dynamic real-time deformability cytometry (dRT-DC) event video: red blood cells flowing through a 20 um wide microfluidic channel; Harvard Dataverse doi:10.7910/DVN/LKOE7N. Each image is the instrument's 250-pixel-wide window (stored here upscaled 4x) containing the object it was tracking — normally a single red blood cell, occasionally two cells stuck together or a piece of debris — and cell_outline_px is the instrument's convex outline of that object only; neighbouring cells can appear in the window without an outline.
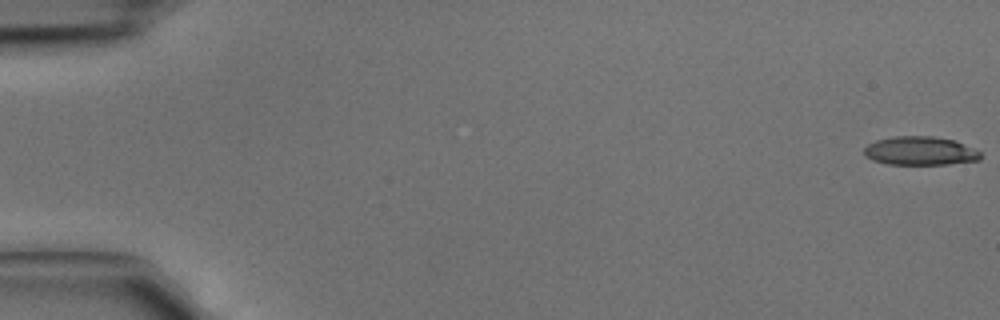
{"species": "common noctule bat (a hibernating species)", "species_latin": "Nyctalus noctula", "temperature_condition": "cold", "stored_images_in_passage": 5, "camera_frame_rate_fps": 3000, "um_per_image_px": 0.085, "animal": {"sex": "male", "body_mass_g": 15.6}, "frame": {"image": 1, "passage_image": 1, "time_ms": 0.0, "image_size_px": [1000, 320], "cell_outline_px": [[984, 156], [980, 160], [948, 164], [888, 164], [872, 160], [864, 156], [864, 148], [868, 144], [876, 140], [892, 136], [932, 136], [956, 140], [980, 152]], "centroid_in_image_um": [78.22, 12.82], "position_along_channel_um": 6.8, "area_um2": 19.59}}
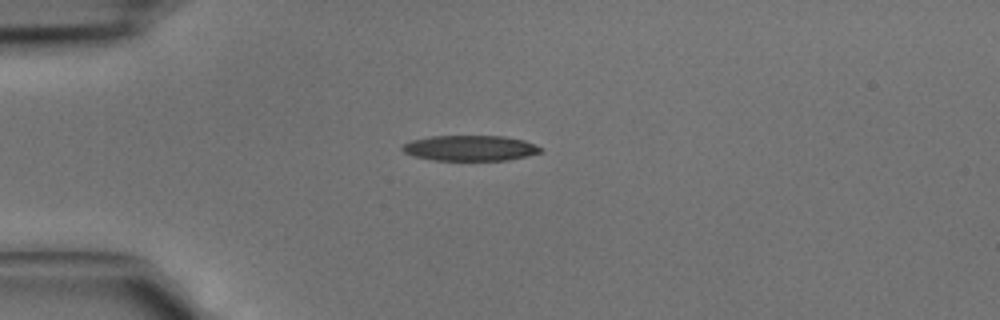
{"frame": {"image": 2, "passage_image": 4, "time_ms": 1.0, "image_size_px": [1000, 320], "cell_outline_px": [[544, 152], [528, 156], [508, 160], [432, 160], [416, 156], [404, 152], [400, 148], [404, 144], [412, 140], [432, 136], [504, 136], [524, 140], [544, 148]], "centroid_in_image_um": [40.02, 12.59], "position_along_channel_um": 45.0, "area_um2": 20.58}}